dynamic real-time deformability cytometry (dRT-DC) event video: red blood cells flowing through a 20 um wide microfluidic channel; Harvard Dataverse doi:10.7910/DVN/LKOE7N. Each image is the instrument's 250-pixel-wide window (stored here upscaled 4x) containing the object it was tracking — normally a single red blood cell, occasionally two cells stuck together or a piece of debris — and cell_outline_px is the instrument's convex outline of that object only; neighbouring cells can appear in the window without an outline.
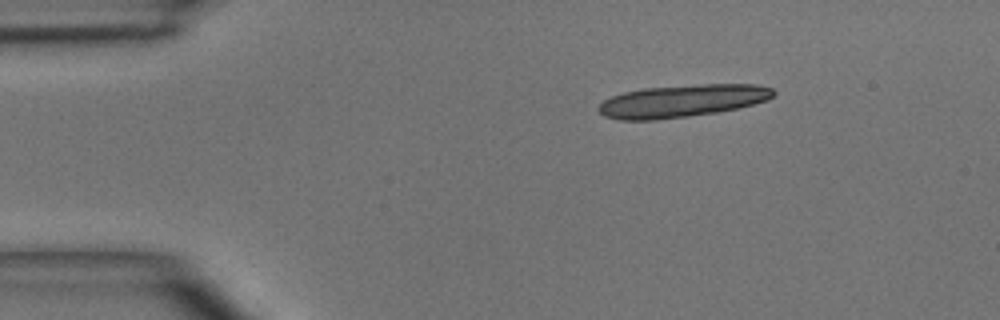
{"species": "common noctule bat (a hibernating species)", "species_latin": "Nyctalus noctula", "temperature_condition": "room temperature", "stored_images_in_passage": 3, "camera_frame_rate_fps": 3000, "um_per_image_px": 0.085, "animal": {"sex": "male", "body_mass_g": 15.6}, "frame": {"image": 1, "passage_image": 1, "time_ms": 0.0, "image_size_px": [1000, 320], "cell_outline_px": [[776, 92], [768, 100], [736, 108], [716, 112], [688, 116], [656, 120], [620, 120], [604, 116], [596, 108], [604, 100], [612, 96], [624, 92], [644, 88], [700, 84], [756, 84], [772, 88]], "centroid_in_image_um": [57.97, 8.57], "position_along_channel_um": 27.0, "area_um2": 33.0}}